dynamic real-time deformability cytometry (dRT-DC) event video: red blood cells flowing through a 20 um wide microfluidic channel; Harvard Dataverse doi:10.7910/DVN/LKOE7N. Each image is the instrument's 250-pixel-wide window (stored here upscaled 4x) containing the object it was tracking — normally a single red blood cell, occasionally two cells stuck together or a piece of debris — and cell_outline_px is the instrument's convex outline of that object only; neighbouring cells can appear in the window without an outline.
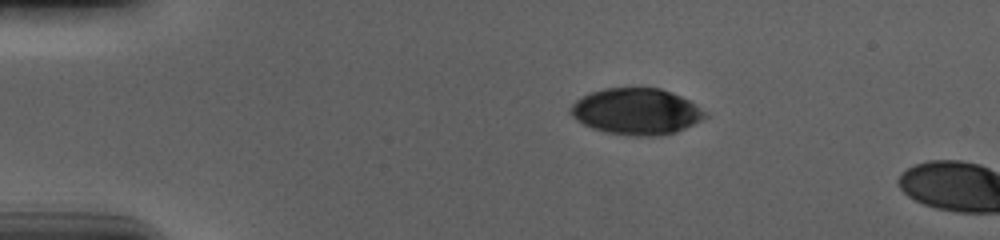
{"species": "human", "species_latin": "Homo sapiens", "temperature_condition": "cold", "stored_images_in_passage": 4, "camera_frame_rate_fps": 3000, "um_per_image_px": 0.085, "donor": {"sex": "male"}, "frame": {"image": 1, "passage_image": 1, "time_ms": 0.0, "image_size_px": [1000, 240], "cell_outline_px": [[708, 116], [676, 132], [660, 136], [632, 136], [604, 132], [592, 128], [576, 120], [568, 112], [568, 108], [576, 100], [592, 92], [604, 88], [660, 88], [672, 92], [688, 100], [704, 112]], "centroid_in_image_um": [54.04, 9.48], "position_along_channel_um": 31.0, "area_um2": 36.13}}